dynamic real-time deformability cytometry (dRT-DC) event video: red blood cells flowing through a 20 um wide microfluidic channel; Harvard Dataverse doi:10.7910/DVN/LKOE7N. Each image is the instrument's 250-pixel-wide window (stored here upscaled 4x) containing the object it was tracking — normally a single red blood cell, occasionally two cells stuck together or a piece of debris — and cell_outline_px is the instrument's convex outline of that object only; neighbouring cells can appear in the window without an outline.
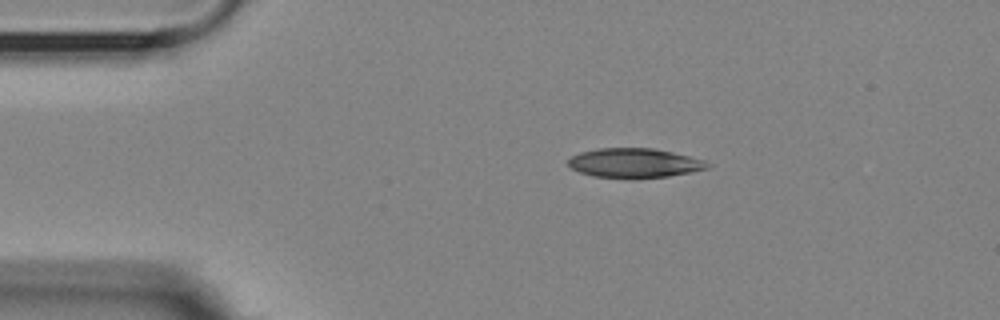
{"species": "Egyptian fruit bat (a non-hibernating species)", "species_latin": "Rousettus aegyptiacus", "temperature_condition": "room temperature", "stored_images_in_passage": 39, "camera_frame_rate_fps": 3000, "um_per_image_px": 0.085, "animal": {"sex": "female"}, "frame": {"image": 1, "passage_image": 1, "time_ms": 0.0, "image_size_px": [1000, 320], "cell_outline_px": [[712, 164], [708, 168], [692, 172], [668, 176], [636, 180], [632, 180], [592, 176], [580, 172], [572, 168], [568, 164], [568, 160], [572, 156], [580, 152], [596, 148], [652, 148], [672, 152], [704, 160]], "centroid_in_image_um": [53.92, 13.88], "position_along_channel_um": 31.1, "area_um2": 24.33}}
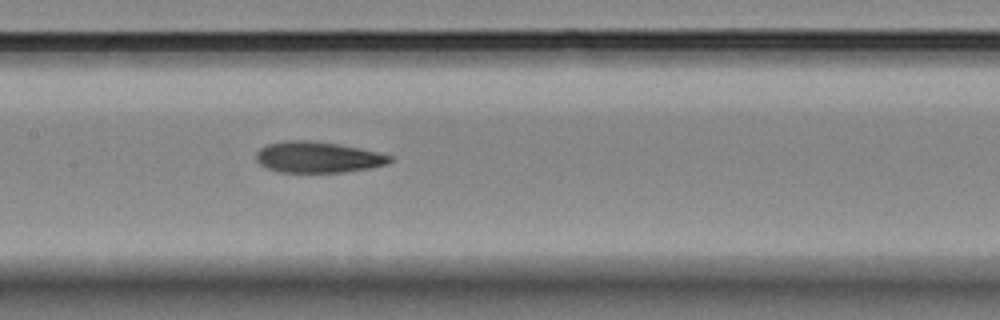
{"frame": {"image": 2, "passage_image": 17, "time_ms": 5.333, "image_size_px": [1000, 320], "cell_outline_px": [[392, 160], [388, 164], [368, 168], [344, 172], [280, 172], [268, 168], [260, 164], [256, 160], [256, 152], [264, 144], [284, 140], [308, 140], [336, 144], [376, 152], [392, 156]], "centroid_in_image_um": [26.96, 13.36], "position_along_channel_um": 180.4, "area_um2": 24.04}}
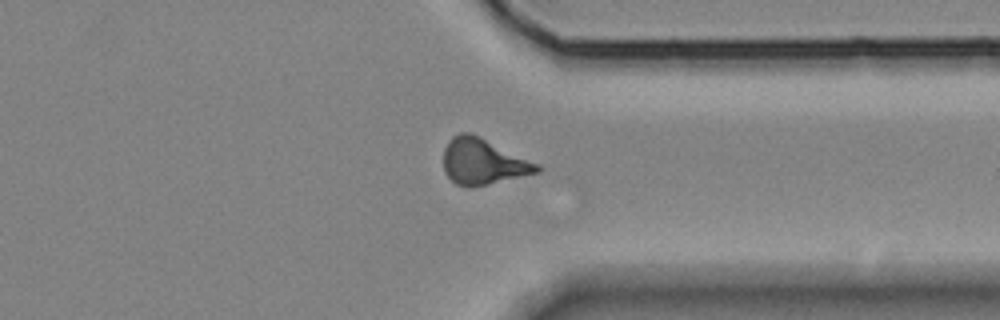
{"frame": {"image": 3, "passage_image": 33, "time_ms": 10.667, "image_size_px": [1000, 320], "cell_outline_px": [[540, 172], [472, 188], [468, 188], [456, 184], [444, 172], [444, 148], [448, 140], [452, 136], [460, 132], [468, 132], [540, 164]], "centroid_in_image_um": [41.04, 13.76], "position_along_channel_um": 370.4, "area_um2": 24.91}}